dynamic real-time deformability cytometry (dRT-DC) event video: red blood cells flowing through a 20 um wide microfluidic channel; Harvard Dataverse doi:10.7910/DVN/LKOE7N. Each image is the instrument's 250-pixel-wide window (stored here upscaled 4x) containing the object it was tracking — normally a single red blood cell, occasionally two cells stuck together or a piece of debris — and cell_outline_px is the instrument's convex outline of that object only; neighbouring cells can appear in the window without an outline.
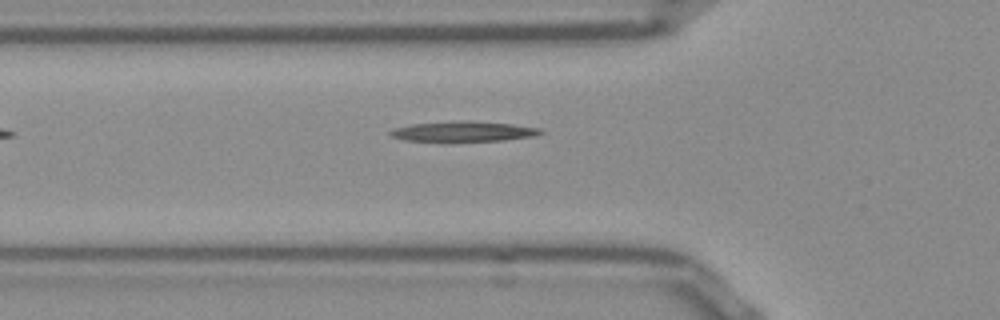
{"species": "Egyptian fruit bat (a non-hibernating species)", "species_latin": "Rousettus aegyptiacus", "temperature_condition": "room temperature", "stored_images_in_passage": 34, "camera_frame_rate_fps": 3000, "um_per_image_px": 0.085, "frame": {"image": 1, "passage_image": 2, "time_ms": 0.333, "image_size_px": [1000, 320], "cell_outline_px": [[544, 132], [532, 136], [504, 140], [404, 140], [392, 136], [388, 132], [392, 128], [412, 124], [512, 124], [540, 128]], "centroid_in_image_um": [39.38, 11.22], "position_along_channel_um": 86.4, "area_um2": 15.72}}
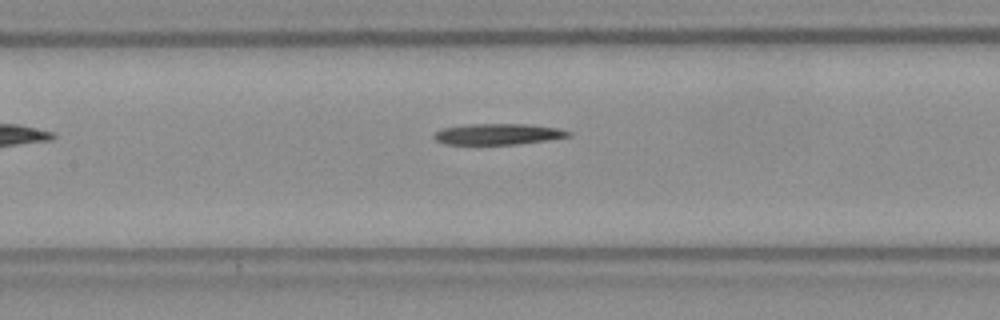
{"frame": {"image": 2, "passage_image": 8, "time_ms": 2.333, "image_size_px": [1000, 320], "cell_outline_px": [[572, 136], [548, 140], [516, 144], [444, 144], [436, 140], [432, 136], [436, 132], [444, 128], [464, 124], [532, 124], [560, 128], [572, 132]], "centroid_in_image_um": [42.38, 11.39], "position_along_channel_um": 165.0, "area_um2": 16.59}}
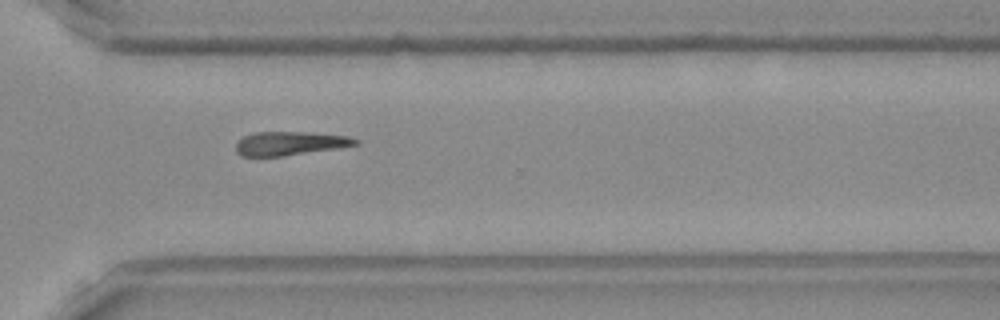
{"frame": {"image": 3, "passage_image": 22, "time_ms": 7.0, "image_size_px": [1000, 320], "cell_outline_px": [[360, 144], [284, 156], [240, 156], [236, 152], [236, 144], [244, 136], [252, 132], [304, 132], [348, 136], [360, 140]], "centroid_in_image_um": [24.62, 12.18], "position_along_channel_um": 346.0, "area_um2": 16.42}}